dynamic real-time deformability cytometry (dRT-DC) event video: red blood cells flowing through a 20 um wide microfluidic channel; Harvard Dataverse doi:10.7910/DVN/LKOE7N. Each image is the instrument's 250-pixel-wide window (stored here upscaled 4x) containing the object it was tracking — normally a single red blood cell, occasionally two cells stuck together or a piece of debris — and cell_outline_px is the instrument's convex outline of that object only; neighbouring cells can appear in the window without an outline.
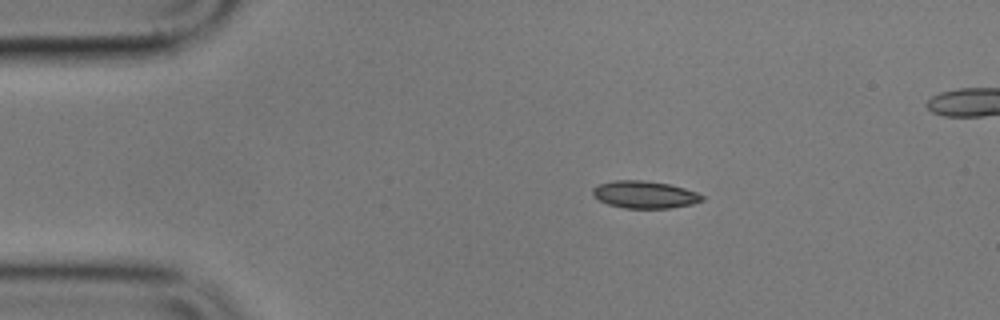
{"species": "common noctule bat (a hibernating species)", "species_latin": "Nyctalus noctula", "temperature_condition": "cold", "stored_images_in_passage": 6, "camera_frame_rate_fps": 3000, "um_per_image_px": 0.085, "animal": {"sex": "male", "body_mass_g": 17.9}, "frame": {"image": 1, "passage_image": 2, "time_ms": 1.0, "image_size_px": [1000, 320], "cell_outline_px": [[704, 200], [692, 204], [672, 208], [624, 208], [608, 204], [600, 200], [592, 192], [592, 188], [600, 184], [616, 180], [644, 180], [668, 184], [684, 188], [696, 192], [704, 196]], "centroid_in_image_um": [54.82, 16.54], "position_along_channel_um": 30.2, "area_um2": 17.28}}
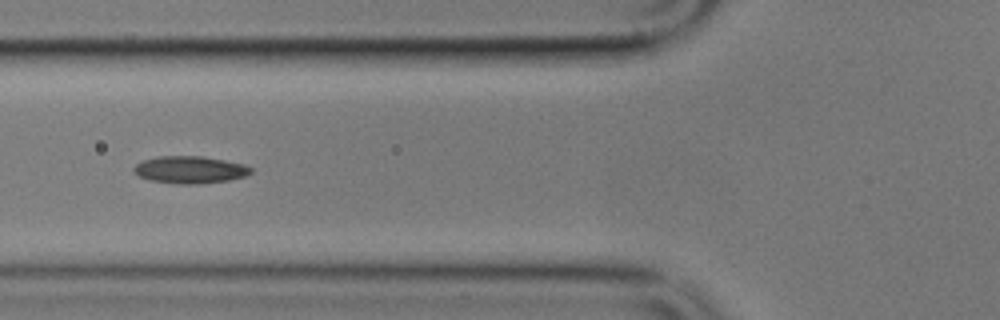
{"frame": {"image": 2, "passage_image": 5, "time_ms": 4.667, "image_size_px": [1000, 320], "cell_outline_px": [[252, 172], [248, 176], [228, 180], [200, 184], [180, 184], [148, 180], [132, 172], [132, 168], [136, 164], [144, 160], [156, 156], [200, 156], [224, 160], [244, 164], [252, 168]], "centroid_in_image_um": [16.14, 14.43], "position_along_channel_um": 109.7, "area_um2": 18.73}}
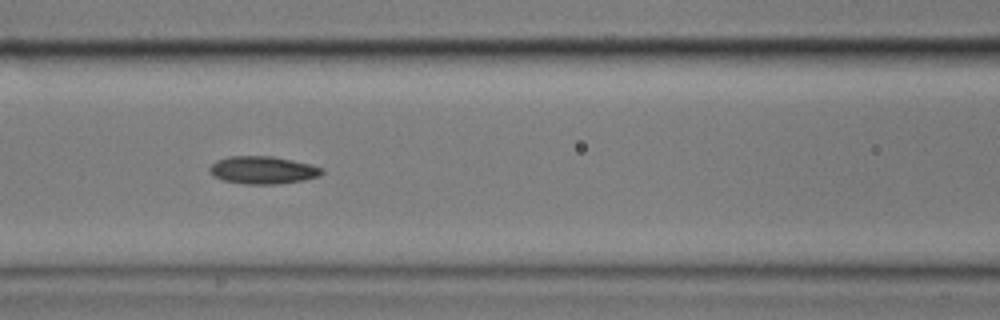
{"frame": {"image": 3, "passage_image": 6, "time_ms": 5.667, "image_size_px": [1000, 320], "cell_outline_px": [[324, 172], [320, 176], [304, 180], [280, 184], [244, 184], [220, 180], [212, 176], [208, 172], [208, 168], [216, 160], [228, 156], [272, 156], [292, 160], [324, 168]], "centroid_in_image_um": [22.3, 14.46], "position_along_channel_um": 144.3, "area_um2": 18.38}}